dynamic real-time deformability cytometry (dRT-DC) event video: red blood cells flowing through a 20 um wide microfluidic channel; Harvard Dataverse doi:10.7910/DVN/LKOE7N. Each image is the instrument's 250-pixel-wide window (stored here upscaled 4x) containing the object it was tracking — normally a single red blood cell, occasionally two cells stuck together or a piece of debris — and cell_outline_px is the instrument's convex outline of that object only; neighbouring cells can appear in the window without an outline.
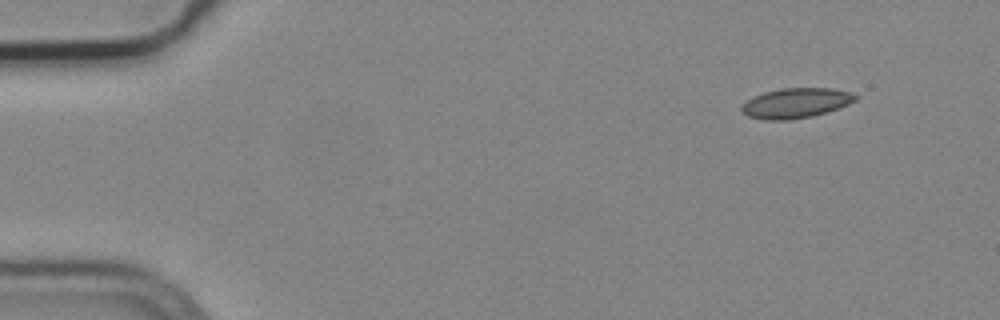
{"species": "common noctule bat (a hibernating species)", "species_latin": "Nyctalus noctula", "temperature_condition": "cold", "stored_images_in_passage": 2, "camera_frame_rate_fps": 3000, "um_per_image_px": 0.085, "animal": {"sex": "male", "body_mass_g": 19.2, "forearm_length_mm": 51.8}, "frame": {"image": 1, "passage_image": 1, "time_ms": 0.0, "image_size_px": [1000, 320], "cell_outline_px": [[860, 96], [856, 100], [848, 104], [812, 116], [788, 120], [764, 120], [748, 116], [740, 108], [752, 96], [764, 92], [780, 88], [832, 88], [848, 92]], "centroid_in_image_um": [67.63, 8.75], "position_along_channel_um": 17.4, "area_um2": 19.71}}